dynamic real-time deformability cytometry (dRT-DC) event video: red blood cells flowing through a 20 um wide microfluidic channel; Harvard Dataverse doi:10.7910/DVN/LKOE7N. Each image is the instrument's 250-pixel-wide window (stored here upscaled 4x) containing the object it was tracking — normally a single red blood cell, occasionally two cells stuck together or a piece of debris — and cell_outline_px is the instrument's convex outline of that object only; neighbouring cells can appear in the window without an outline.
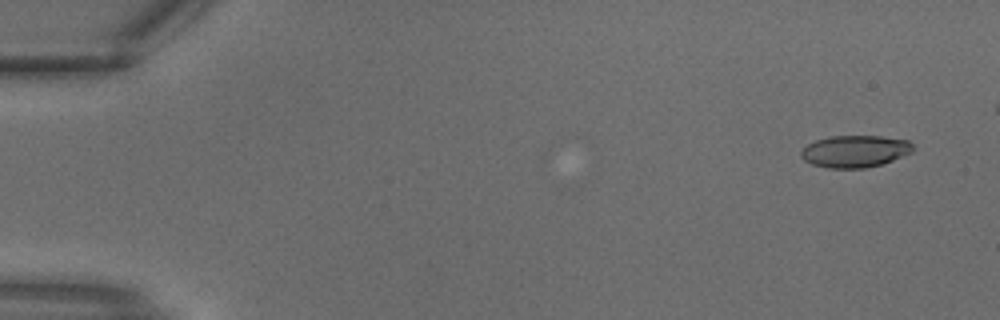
{"species": "common noctule bat (a hibernating species)", "species_latin": "Nyctalus noctula", "temperature_condition": "warm", "stored_images_in_passage": 9, "camera_frame_rate_fps": 3000, "um_per_image_px": 0.085, "animal": {"sex": "male", "body_mass_g": 18.8}, "frame": {"image": 1, "passage_image": 2, "time_ms": 0.333, "image_size_px": [1000, 320], "cell_outline_px": [[912, 152], [892, 160], [880, 164], [864, 168], [828, 168], [812, 164], [804, 160], [800, 156], [800, 152], [808, 144], [816, 140], [832, 136], [880, 136], [908, 140], [912, 144]], "centroid_in_image_um": [72.65, 12.86], "position_along_channel_um": 12.4, "area_um2": 20.69}}